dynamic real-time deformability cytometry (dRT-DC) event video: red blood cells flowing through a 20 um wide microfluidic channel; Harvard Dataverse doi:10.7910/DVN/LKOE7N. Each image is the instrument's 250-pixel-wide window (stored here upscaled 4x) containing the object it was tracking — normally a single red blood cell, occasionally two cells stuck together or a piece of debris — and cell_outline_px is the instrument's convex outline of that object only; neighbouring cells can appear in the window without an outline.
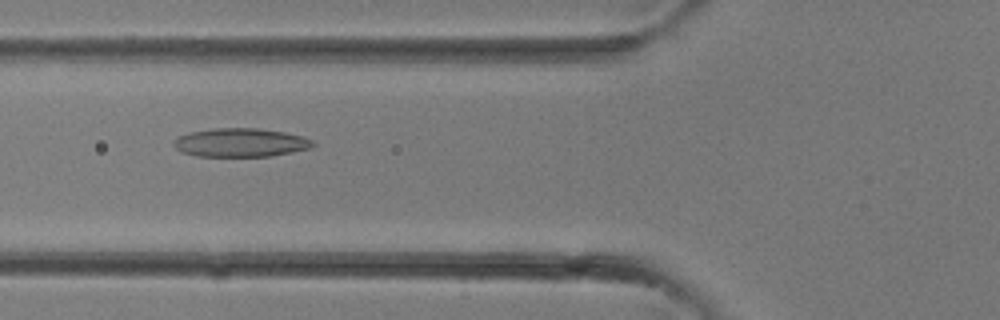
{"species": "common noctule bat (a hibernating species)", "species_latin": "Nyctalus noctula", "temperature_condition": "room temperature", "stored_images_in_passage": 25, "camera_frame_rate_fps": 3000, "um_per_image_px": 0.085, "animal": {"sex": "female"}, "frame": {"image": 1, "passage_image": 5, "time_ms": 1.333, "image_size_px": [1000, 320], "cell_outline_px": [[316, 144], [312, 148], [272, 156], [196, 156], [184, 152], [176, 148], [172, 144], [172, 140], [180, 136], [192, 132], [212, 128], [256, 128], [284, 132], [304, 136], [312, 140]], "centroid_in_image_um": [20.48, 12.12], "position_along_channel_um": 105.3, "area_um2": 23.24}}
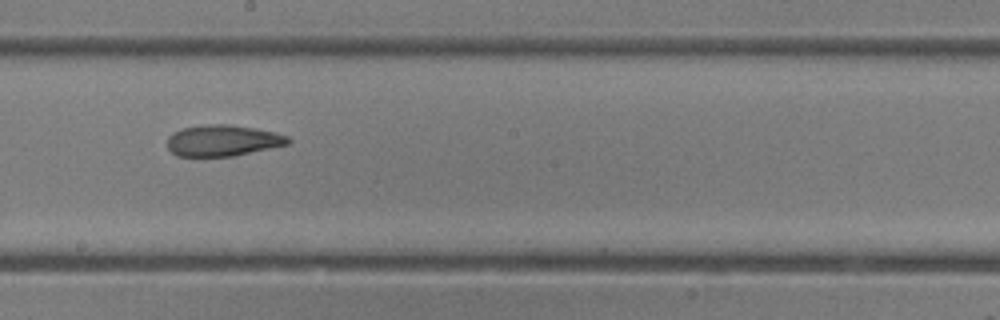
{"frame": {"image": 2, "passage_image": 11, "time_ms": 3.333, "image_size_px": [1000, 320], "cell_outline_px": [[292, 140], [288, 144], [232, 156], [176, 156], [168, 148], [168, 136], [172, 132], [184, 128], [208, 124], [228, 124], [256, 128], [276, 132], [288, 136]], "centroid_in_image_um": [18.94, 11.94], "position_along_channel_um": 229.3, "area_um2": 21.91}}
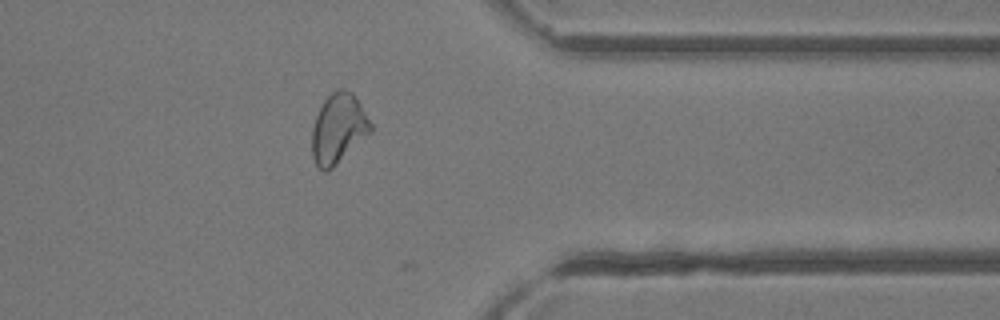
{"frame": {"image": 3, "passage_image": 19, "time_ms": 6.0, "image_size_px": [1000, 320], "cell_outline_px": [[372, 132], [332, 168], [324, 172], [316, 164], [312, 156], [312, 128], [316, 116], [324, 100], [332, 92], [340, 88], [344, 88], [352, 92], [360, 104], [372, 124]], "centroid_in_image_um": [28.76, 10.92], "position_along_channel_um": 382.6, "area_um2": 23.7}}